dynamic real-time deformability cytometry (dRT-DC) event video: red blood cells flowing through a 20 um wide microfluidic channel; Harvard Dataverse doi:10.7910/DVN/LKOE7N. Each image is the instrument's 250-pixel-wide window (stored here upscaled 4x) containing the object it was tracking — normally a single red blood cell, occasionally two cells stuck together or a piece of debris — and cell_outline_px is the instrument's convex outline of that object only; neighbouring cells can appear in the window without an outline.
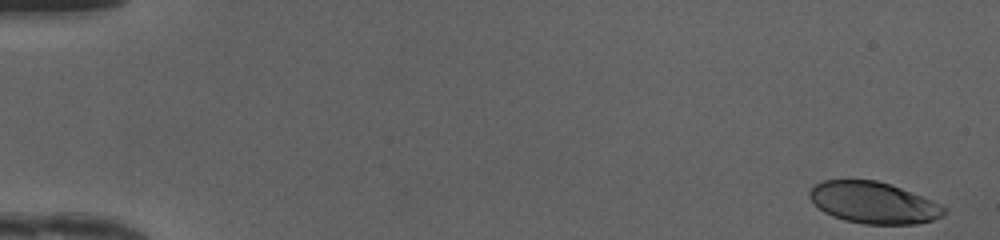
{"species": "human", "species_latin": "Homo sapiens", "temperature_condition": "cold", "stored_images_in_passage": 49, "camera_frame_rate_fps": 3000, "um_per_image_px": 0.085, "donor": {"sex": "female"}, "frame": {"image": 1, "passage_image": 1, "time_ms": 0.0, "image_size_px": [1000, 240], "cell_outline_px": [[948, 212], [944, 216], [932, 220], [916, 224], [864, 224], [844, 220], [832, 216], [824, 212], [808, 196], [808, 192], [816, 184], [824, 180], [876, 180], [900, 188], [932, 200], [948, 208]], "centroid_in_image_um": [74.28, 17.24], "position_along_channel_um": 10.7, "area_um2": 32.48}}
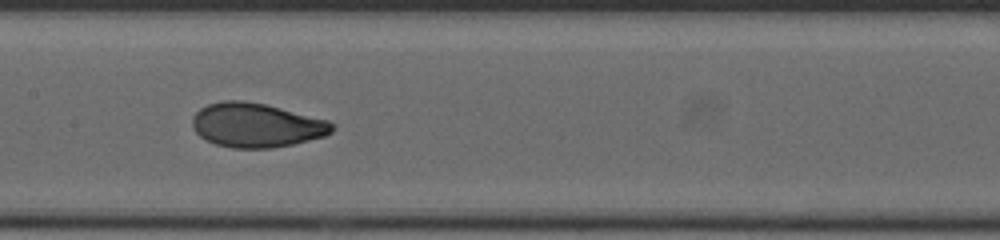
{"frame": {"image": 2, "passage_image": 25, "time_ms": 8.0, "image_size_px": [1000, 240], "cell_outline_px": [[336, 128], [332, 132], [324, 136], [292, 144], [272, 148], [232, 148], [216, 144], [204, 140], [196, 132], [192, 124], [192, 116], [200, 108], [208, 104], [224, 100], [244, 100], [264, 104], [328, 120], [336, 124]], "centroid_in_image_um": [21.78, 10.64], "position_along_channel_um": 185.6, "area_um2": 36.07}}
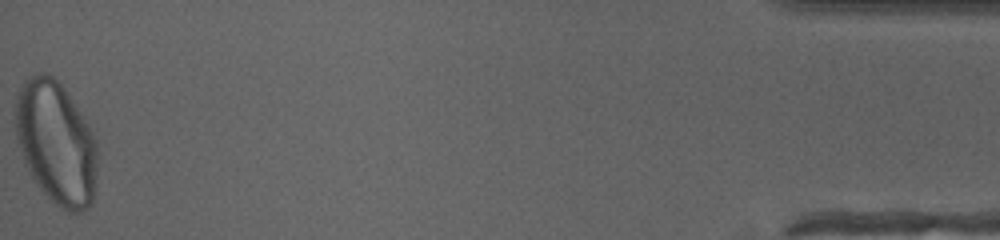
{"frame": {"image": 3, "passage_image": 49, "time_ms": 16.0, "image_size_px": [1000, 240], "cell_outline_px": [[96, 172], [92, 204], [88, 208], [80, 212], [68, 212], [60, 208], [36, 184], [24, 164], [16, 140], [16, 100], [20, 88], [32, 76], [40, 72], [44, 72], [52, 76], [64, 88], [92, 132], [96, 140]], "centroid_in_image_um": [4.76, 12.18], "position_along_channel_um": 430.4, "area_um2": 58.15}, "authors_computed_cell_mechanics": {"area_um2": 35.7782, "velocity_mm_per_s": 4.1839, "shape_relaxation_time_tau1_ms": 3.9276, "shape_relaxation_time_tau2_ms": null, "deformation_change_tau1": 0.1792, "deformation_change_tau2": null}}